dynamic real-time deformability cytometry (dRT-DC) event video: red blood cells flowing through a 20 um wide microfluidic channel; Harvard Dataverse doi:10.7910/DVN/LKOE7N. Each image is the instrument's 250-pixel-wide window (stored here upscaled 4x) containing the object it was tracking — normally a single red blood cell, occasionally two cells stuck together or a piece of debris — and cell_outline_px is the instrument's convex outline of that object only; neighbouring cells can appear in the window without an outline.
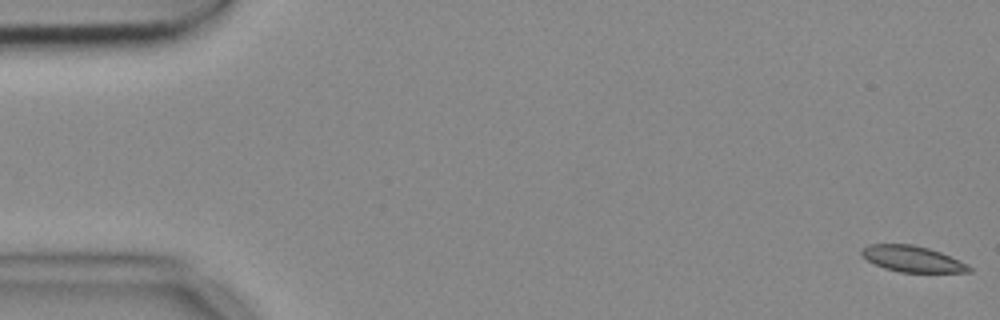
{"species": "common noctule bat (a hibernating species)", "species_latin": "Nyctalus noctula", "temperature_condition": "cold", "stored_images_in_passage": 55, "camera_frame_rate_fps": 3000, "um_per_image_px": 0.085, "animal": {"sex": "female", "body_mass_g": 18.4}, "frame": {"image": 1, "passage_image": 1, "time_ms": 0.0, "image_size_px": [1000, 320], "cell_outline_px": [[972, 272], [900, 272], [884, 268], [868, 260], [860, 252], [860, 248], [868, 244], [912, 244], [928, 248], [940, 252], [960, 260], [968, 264], [972, 268]], "centroid_in_image_um": [77.56, 22.0], "position_along_channel_um": 7.4, "area_um2": 16.3}}
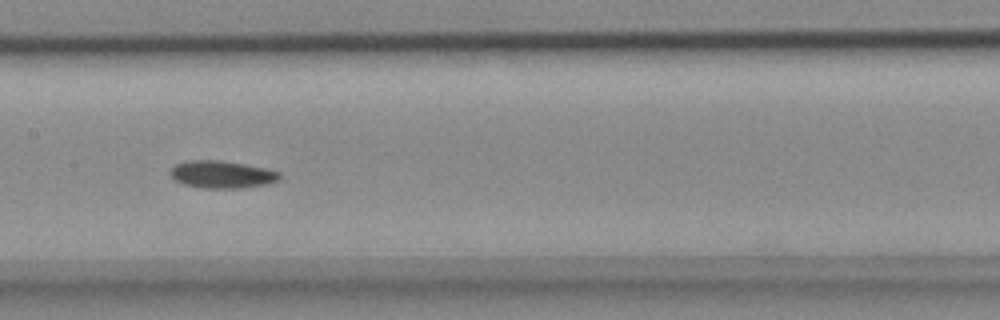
{"frame": {"image": 2, "passage_image": 27, "time_ms": 8.667, "image_size_px": [1000, 320], "cell_outline_px": [[280, 180], [268, 184], [240, 188], [204, 188], [184, 184], [176, 180], [168, 172], [176, 164], [188, 160], [220, 160], [244, 164], [264, 168], [280, 172]], "centroid_in_image_um": [18.87, 14.83], "position_along_channel_um": 188.5, "area_um2": 17.4}}
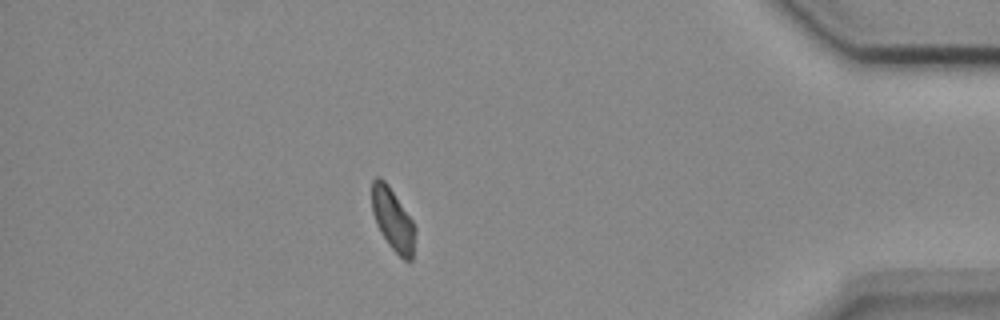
{"frame": {"image": 3, "passage_image": 48, "time_ms": 15.667, "image_size_px": [1000, 320], "cell_outline_px": [[416, 232], [412, 260], [404, 260], [388, 244], [376, 224], [372, 212], [372, 180], [376, 176], [380, 176], [388, 184], [412, 220], [416, 228]], "centroid_in_image_um": [33.39, 18.65], "position_along_channel_um": 401.8, "area_um2": 15.72}}